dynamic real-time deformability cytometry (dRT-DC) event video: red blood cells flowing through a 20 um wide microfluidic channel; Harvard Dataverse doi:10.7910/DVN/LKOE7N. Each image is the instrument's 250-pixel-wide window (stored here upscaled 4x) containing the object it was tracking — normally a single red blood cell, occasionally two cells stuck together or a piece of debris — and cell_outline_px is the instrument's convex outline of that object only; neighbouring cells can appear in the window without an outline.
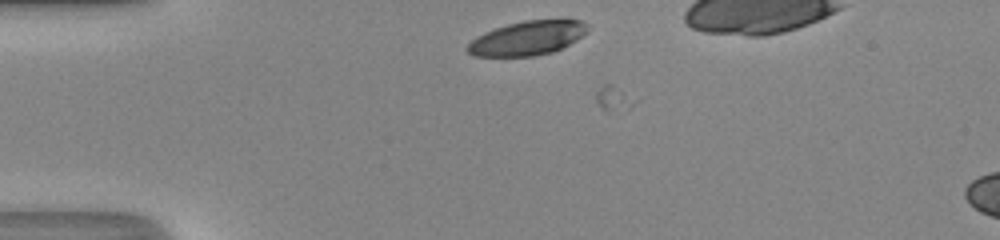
{"species": "human", "species_latin": "Homo sapiens", "temperature_condition": "room temperature", "stored_images_in_passage": 4, "camera_frame_rate_fps": 3000, "um_per_image_px": 0.085, "donor": {"sex": "male"}, "frame": {"image": 1, "passage_image": 3, "time_ms": 0.667, "image_size_px": [1000, 240], "cell_outline_px": [[588, 32], [576, 40], [552, 52], [532, 56], [472, 56], [464, 48], [476, 36], [484, 32], [508, 24], [524, 20], [564, 16], [568, 16], [584, 20], [588, 28]], "centroid_in_image_um": [44.9, 3.18], "position_along_channel_um": 40.1, "area_um2": 24.74}}